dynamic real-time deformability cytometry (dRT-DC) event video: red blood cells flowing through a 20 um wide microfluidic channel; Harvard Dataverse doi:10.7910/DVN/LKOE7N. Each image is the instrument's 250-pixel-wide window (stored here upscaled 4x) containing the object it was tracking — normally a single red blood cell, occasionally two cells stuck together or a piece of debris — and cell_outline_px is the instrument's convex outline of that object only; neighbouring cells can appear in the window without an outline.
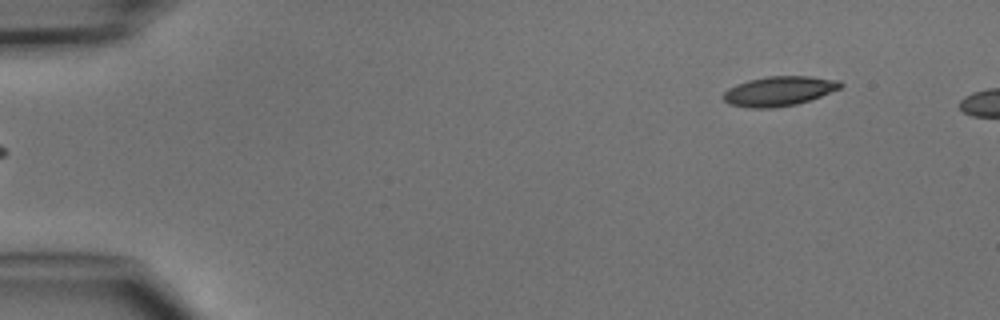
{"species": "common noctule bat (a hibernating species)", "species_latin": "Nyctalus noctula", "temperature_condition": "cold", "stored_images_in_passage": 4, "camera_frame_rate_fps": 3000, "um_per_image_px": 0.085, "animal": {"sex": "male", "body_mass_g": 15.6}, "frame": {"image": 1, "passage_image": 4, "time_ms": 3.333, "image_size_px": [1000, 320], "cell_outline_px": [[844, 84], [840, 88], [820, 96], [796, 104], [772, 108], [752, 108], [728, 104], [720, 96], [728, 88], [736, 84], [748, 80], [768, 76], [812, 76], [840, 80]], "centroid_in_image_um": [66.19, 7.73], "position_along_channel_um": 18.8, "area_um2": 20.29}}